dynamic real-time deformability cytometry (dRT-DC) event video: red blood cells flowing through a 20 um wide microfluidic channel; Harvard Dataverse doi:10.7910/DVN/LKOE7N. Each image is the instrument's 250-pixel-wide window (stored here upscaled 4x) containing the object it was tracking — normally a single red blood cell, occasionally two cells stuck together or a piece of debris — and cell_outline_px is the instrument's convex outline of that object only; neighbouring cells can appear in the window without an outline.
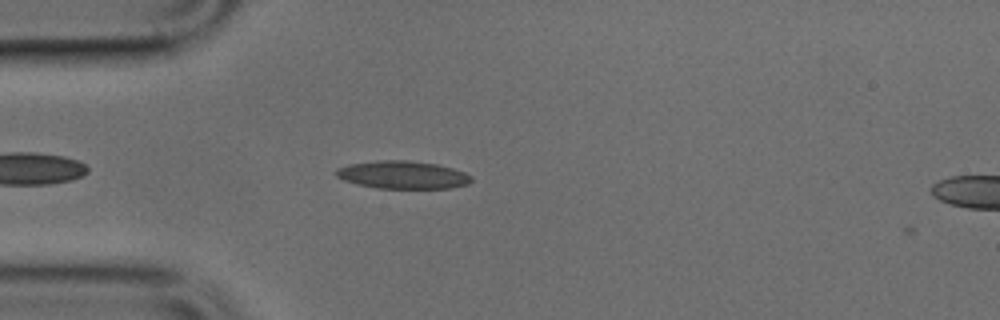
{"species": "common noctule bat (a hibernating species)", "species_latin": "Nyctalus noctula", "temperature_condition": "cold", "stored_images_in_passage": 2, "camera_frame_rate_fps": 3000, "um_per_image_px": 0.085, "animal": {"sex": "male", "body_mass_g": 17.9, "forearm_length_mm": 54.2}, "frame": {"image": 1, "passage_image": 1, "time_ms": 0.0, "image_size_px": [1000, 320], "cell_outline_px": [[472, 180], [468, 184], [452, 188], [380, 188], [360, 184], [344, 180], [336, 176], [336, 168], [348, 164], [376, 160], [408, 160], [436, 164], [452, 168], [464, 172], [472, 176]], "centroid_in_image_um": [34.24, 14.85], "position_along_channel_um": 50.8, "area_um2": 21.85}}